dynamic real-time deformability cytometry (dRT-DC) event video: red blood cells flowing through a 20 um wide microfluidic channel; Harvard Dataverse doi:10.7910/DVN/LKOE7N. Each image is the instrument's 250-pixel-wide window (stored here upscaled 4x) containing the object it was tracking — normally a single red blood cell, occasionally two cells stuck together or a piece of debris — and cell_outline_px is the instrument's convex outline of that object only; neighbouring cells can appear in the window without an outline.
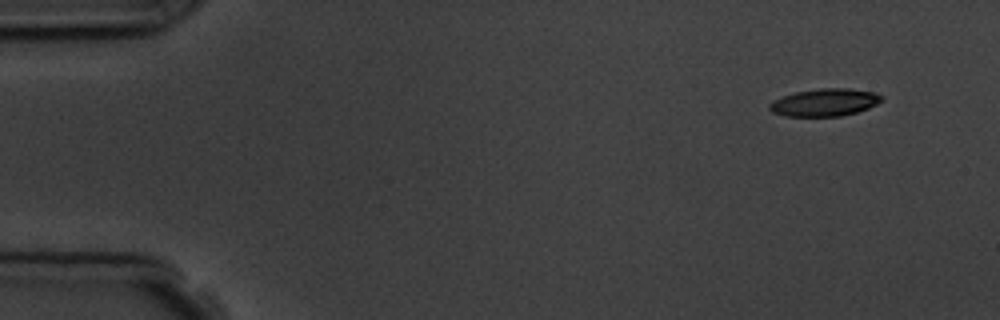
{"species": "common noctule bat (a hibernating species)", "species_latin": "Nyctalus noctula", "temperature_condition": "room temperature", "stored_images_in_passage": 4, "camera_frame_rate_fps": 3000, "um_per_image_px": 0.085, "animal": {"sex": "male", "body_mass_g": 19.5, "forearm_length_mm": 54.6}, "frame": {"image": 1, "passage_image": 1, "time_ms": 0.0, "image_size_px": [1000, 320], "cell_outline_px": [[884, 100], [868, 108], [856, 112], [840, 116], [784, 116], [772, 112], [768, 108], [768, 104], [772, 100], [796, 92], [820, 88], [848, 88], [872, 92], [884, 96]], "centroid_in_image_um": [70.09, 8.7], "position_along_channel_um": 14.9, "area_um2": 17.98}}